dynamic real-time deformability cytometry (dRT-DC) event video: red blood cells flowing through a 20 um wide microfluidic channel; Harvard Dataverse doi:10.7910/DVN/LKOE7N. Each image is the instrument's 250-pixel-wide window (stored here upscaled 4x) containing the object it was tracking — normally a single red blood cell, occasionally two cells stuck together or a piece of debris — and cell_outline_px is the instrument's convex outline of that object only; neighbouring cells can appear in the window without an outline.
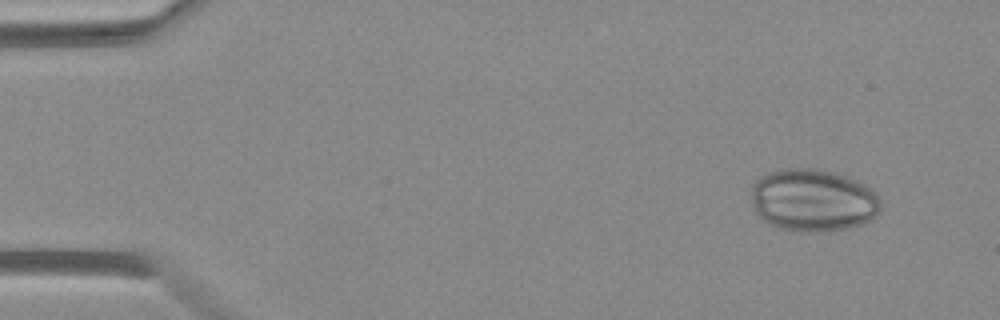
{"species": "Egyptian fruit bat (a non-hibernating species)", "species_latin": "Rousettus aegyptiacus", "temperature_condition": "warm", "stored_images_in_passage": 31, "camera_frame_rate_fps": 3000, "um_per_image_px": 0.085, "animal": {"sex": "female"}, "frame": {"image": 1, "passage_image": 3, "time_ms": 0.667, "image_size_px": [1000, 320], "cell_outline_px": [[880, 208], [876, 216], [860, 224], [844, 228], [808, 232], [776, 228], [768, 224], [756, 212], [752, 204], [752, 188], [756, 180], [768, 172], [780, 168], [812, 168], [832, 172], [856, 180], [872, 188], [876, 192], [880, 200]], "centroid_in_image_um": [69.09, 17.0], "position_along_channel_um": 15.9, "area_um2": 46.99}}
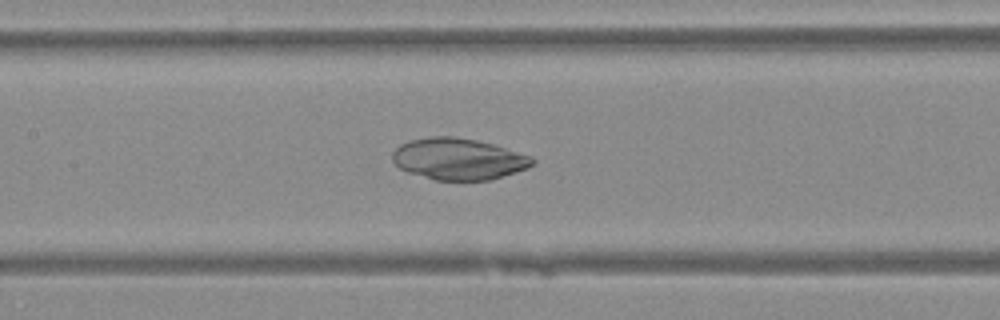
{"frame": {"image": 2, "passage_image": 22, "time_ms": 7.0, "image_size_px": [1000, 320], "cell_outline_px": [[536, 164], [528, 168], [492, 180], [436, 180], [408, 172], [400, 168], [392, 160], [392, 152], [400, 144], [408, 140], [432, 136], [456, 136], [476, 140], [492, 144], [532, 156], [536, 160]], "centroid_in_image_um": [38.99, 13.51], "position_along_channel_um": 168.4, "area_um2": 34.04}}
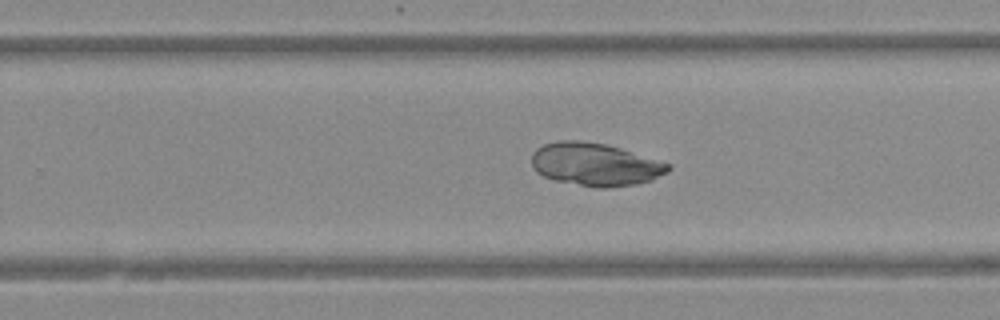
{"frame": {"image": 3, "passage_image": 30, "time_ms": 9.667, "image_size_px": [1000, 320], "cell_outline_px": [[672, 168], [668, 172], [652, 180], [636, 184], [608, 188], [596, 188], [556, 180], [544, 176], [536, 172], [532, 168], [532, 152], [536, 148], [544, 144], [556, 140], [580, 140], [604, 144], [620, 148], [672, 164]], "centroid_in_image_um": [50.59, 13.97], "position_along_channel_um": 279.2, "area_um2": 34.33}}